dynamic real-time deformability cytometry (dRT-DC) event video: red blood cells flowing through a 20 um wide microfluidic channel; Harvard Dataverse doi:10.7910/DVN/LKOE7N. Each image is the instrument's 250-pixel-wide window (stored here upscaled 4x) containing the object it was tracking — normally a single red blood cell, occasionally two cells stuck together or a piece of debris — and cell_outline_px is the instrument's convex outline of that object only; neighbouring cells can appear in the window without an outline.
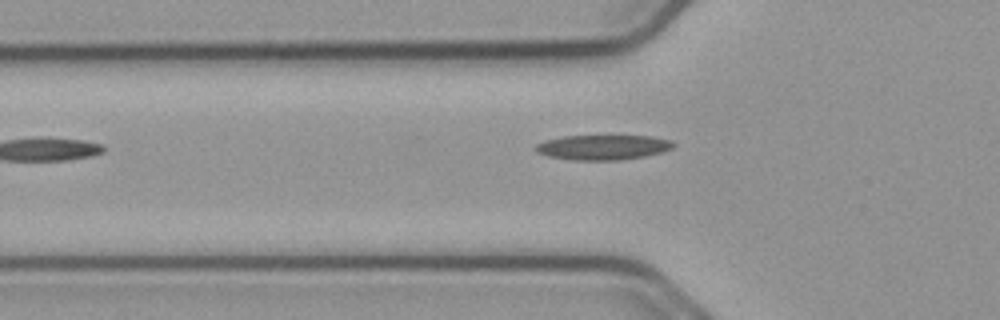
{"species": "common noctule bat (a hibernating species)", "species_latin": "Nyctalus noctula", "temperature_condition": "cold", "stored_images_in_passage": 27, "camera_frame_rate_fps": 3000, "um_per_image_px": 0.085, "animal": {"sex": "male", "body_mass_g": 23.1, "forearm_length_mm": 52.7}, "frame": {"image": 1, "passage_image": 2, "time_ms": 0.333, "image_size_px": [1000, 320], "cell_outline_px": [[676, 144], [672, 148], [664, 152], [644, 156], [620, 160], [572, 160], [548, 156], [536, 152], [532, 148], [536, 144], [544, 140], [564, 136], [652, 136], [672, 140]], "centroid_in_image_um": [51.24, 12.52], "position_along_channel_um": 74.6, "area_um2": 20.23}}
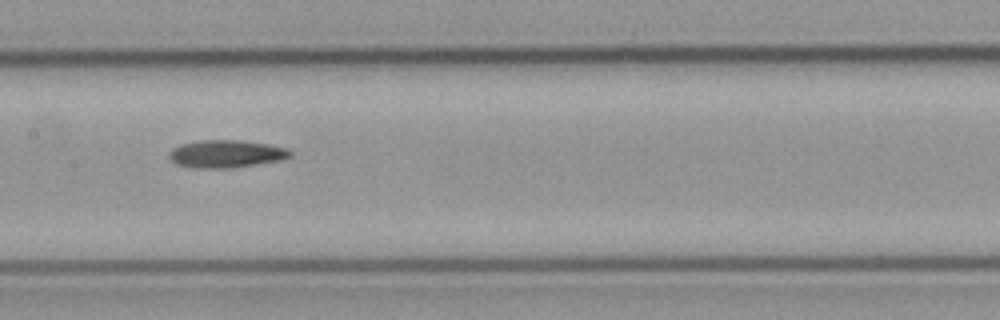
{"frame": {"image": 2, "passage_image": 11, "time_ms": 3.333, "image_size_px": [1000, 320], "cell_outline_px": [[292, 156], [284, 160], [232, 168], [192, 168], [176, 164], [168, 156], [168, 152], [172, 148], [180, 144], [200, 140], [240, 140], [268, 144], [288, 148], [292, 152]], "centroid_in_image_um": [19.24, 13.08], "position_along_channel_um": 188.2, "area_um2": 19.83}}
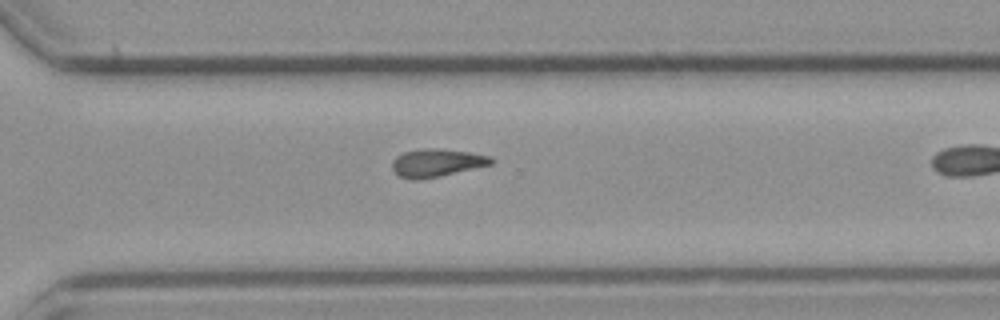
{"frame": {"image": 3, "passage_image": 19, "time_ms": 6.0, "image_size_px": [1000, 320], "cell_outline_px": [[492, 164], [436, 176], [400, 176], [392, 168], [392, 160], [396, 156], [404, 152], [424, 148], [436, 148], [468, 152], [492, 156]], "centroid_in_image_um": [37.15, 13.77], "position_along_channel_um": 333.5, "area_um2": 15.14}}